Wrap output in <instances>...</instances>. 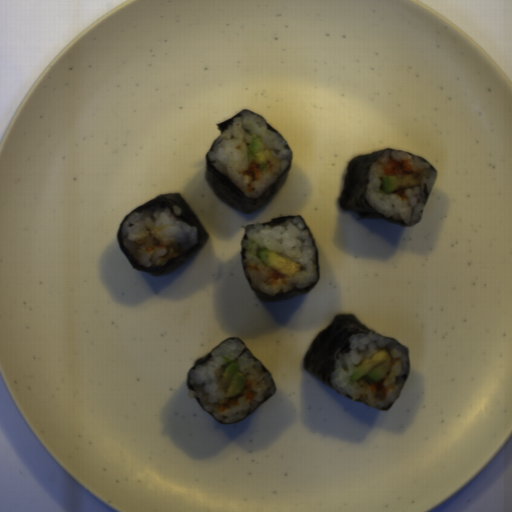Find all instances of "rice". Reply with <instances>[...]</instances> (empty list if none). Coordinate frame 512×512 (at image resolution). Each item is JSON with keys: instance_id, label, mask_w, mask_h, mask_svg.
<instances>
[{"instance_id": "5", "label": "rice", "mask_w": 512, "mask_h": 512, "mask_svg": "<svg viewBox=\"0 0 512 512\" xmlns=\"http://www.w3.org/2000/svg\"><path fill=\"white\" fill-rule=\"evenodd\" d=\"M349 352L337 355L333 362V372L330 383L333 389L345 398L359 401L366 406L377 409L388 408L400 397L405 386L404 376L409 373L410 358L407 349L393 340L376 333H355L349 338ZM381 349H386L392 360L390 371L385 375L384 385L386 396L370 389V384L364 380L352 381V371L368 357H372Z\"/></svg>"}, {"instance_id": "1", "label": "rice", "mask_w": 512, "mask_h": 512, "mask_svg": "<svg viewBox=\"0 0 512 512\" xmlns=\"http://www.w3.org/2000/svg\"><path fill=\"white\" fill-rule=\"evenodd\" d=\"M256 135L261 137L267 166L262 170L261 178L250 183L249 176H243L242 173L251 162L246 150L251 138ZM286 145L285 140L277 132L268 130L263 118L244 110L222 132L209 151L208 157L211 166L222 173L246 197L256 200L291 166L292 151L286 149Z\"/></svg>"}, {"instance_id": "4", "label": "rice", "mask_w": 512, "mask_h": 512, "mask_svg": "<svg viewBox=\"0 0 512 512\" xmlns=\"http://www.w3.org/2000/svg\"><path fill=\"white\" fill-rule=\"evenodd\" d=\"M180 206H153L127 217L120 227V238L134 262L143 267L166 265L197 246L196 227L179 216Z\"/></svg>"}, {"instance_id": "3", "label": "rice", "mask_w": 512, "mask_h": 512, "mask_svg": "<svg viewBox=\"0 0 512 512\" xmlns=\"http://www.w3.org/2000/svg\"><path fill=\"white\" fill-rule=\"evenodd\" d=\"M245 347L234 338L225 340L211 352V359L206 364H198L188 372L189 383L193 388L188 390V397L196 399L208 413L223 423L229 424L245 418L275 392V385L261 362L249 352L242 354ZM232 359L238 360L245 382L253 383L251 390L255 397L249 400L238 394V405H228L227 409L220 411L227 397L220 391L214 371Z\"/></svg>"}, {"instance_id": "2", "label": "rice", "mask_w": 512, "mask_h": 512, "mask_svg": "<svg viewBox=\"0 0 512 512\" xmlns=\"http://www.w3.org/2000/svg\"><path fill=\"white\" fill-rule=\"evenodd\" d=\"M304 228L300 217L283 221L278 226L263 225L261 222L246 226L247 239L241 243L245 250L242 267L255 290L274 297L316 283L318 275L314 244L309 231ZM263 248L301 265L302 271L292 277L286 276L287 284L281 280L275 285L269 283L266 276L271 272V267L266 266L257 255L258 250Z\"/></svg>"}, {"instance_id": "6", "label": "rice", "mask_w": 512, "mask_h": 512, "mask_svg": "<svg viewBox=\"0 0 512 512\" xmlns=\"http://www.w3.org/2000/svg\"><path fill=\"white\" fill-rule=\"evenodd\" d=\"M408 161L412 174L419 180V185L405 190L407 199H402L393 192L380 190L381 180L386 176L381 165L388 158ZM437 175L431 166L419 157L408 153L386 150L371 163L366 178L364 197L373 210L384 218L401 221L406 226L414 227L419 224L426 205L435 187Z\"/></svg>"}]
</instances>
